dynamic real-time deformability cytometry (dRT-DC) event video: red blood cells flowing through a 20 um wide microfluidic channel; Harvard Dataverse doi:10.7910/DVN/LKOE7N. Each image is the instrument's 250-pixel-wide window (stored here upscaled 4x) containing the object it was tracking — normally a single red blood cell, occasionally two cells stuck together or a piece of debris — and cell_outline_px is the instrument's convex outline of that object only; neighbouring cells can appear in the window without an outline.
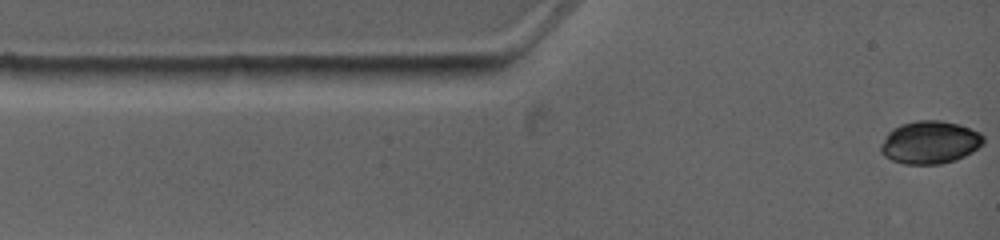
{"species": "common noctule bat (a hibernating species)", "species_latin": "Nyctalus noctula", "temperature_condition": "warm", "stored_images_in_passage": 5, "camera_frame_rate_fps": 4500, "um_per_image_px": 0.085, "animal": {"sex": "female", "body_mass_g": 19.0, "forearm_length_mm": 53.3}, "frame": {"image": 1, "passage_image": 1, "time_ms": 0.0, "image_size_px": [1000, 240], "cell_outline_px": [[984, 144], [972, 152], [956, 160], [940, 164], [904, 164], [892, 160], [884, 156], [880, 152], [880, 144], [888, 132], [892, 128], [900, 124], [916, 120], [940, 120], [960, 124], [980, 132], [984, 136]], "centroid_in_image_um": [79.04, 12.09], "position_along_channel_um": 6.0, "area_um2": 25.95}}
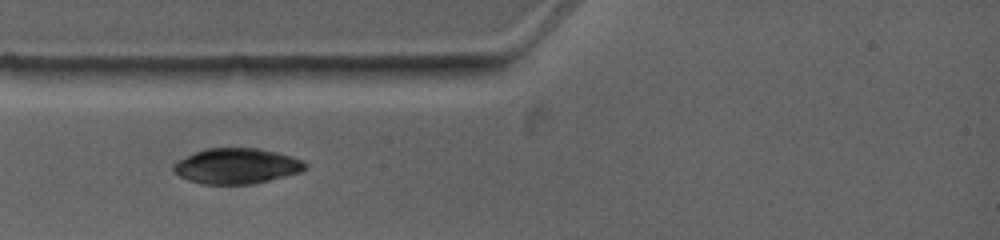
{"frame": {"image": 2, "passage_image": 4, "time_ms": 2.667, "image_size_px": [1000, 240], "cell_outline_px": [[308, 168], [300, 172], [252, 184], [200, 184], [188, 180], [180, 176], [172, 168], [172, 164], [204, 148], [256, 148], [276, 152], [292, 156], [308, 164]], "centroid_in_image_um": [20.12, 14.11], "position_along_channel_um": 64.9, "area_um2": 27.05}}
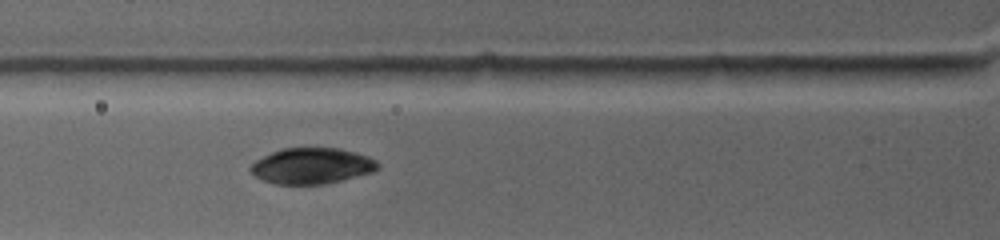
{"frame": {"image": 3, "passage_image": 5, "time_ms": 3.556, "image_size_px": [1000, 240], "cell_outline_px": [[380, 168], [376, 172], [324, 184], [272, 184], [260, 180], [248, 168], [256, 160], [280, 148], [340, 148], [356, 152], [368, 156], [376, 160], [380, 164]], "centroid_in_image_um": [26.54, 14.1], "position_along_channel_um": 99.3, "area_um2": 26.93}}